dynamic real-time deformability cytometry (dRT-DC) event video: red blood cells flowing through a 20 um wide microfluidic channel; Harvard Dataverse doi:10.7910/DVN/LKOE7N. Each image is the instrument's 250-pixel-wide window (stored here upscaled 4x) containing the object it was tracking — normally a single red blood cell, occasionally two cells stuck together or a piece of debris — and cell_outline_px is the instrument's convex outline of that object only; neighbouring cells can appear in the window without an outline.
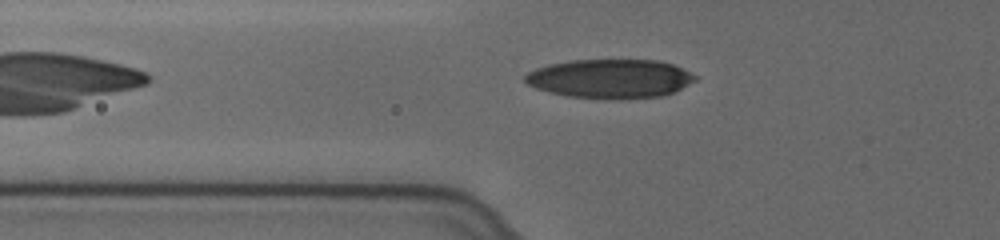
{"species": "human", "species_latin": "Homo sapiens", "temperature_condition": "cold", "stored_images_in_passage": 36, "camera_frame_rate_fps": 3000, "um_per_image_px": 0.085, "donor": {"sex": "female"}, "frame": {"image": 1, "passage_image": 7, "time_ms": 2.0, "image_size_px": [1000, 240], "cell_outline_px": [[696, 80], [676, 92], [660, 96], [568, 96], [548, 92], [536, 88], [528, 84], [524, 80], [524, 76], [528, 72], [536, 68], [548, 64], [572, 60], [656, 60], [672, 64], [696, 76]], "centroid_in_image_um": [51.83, 6.64], "position_along_channel_um": 74.0, "area_um2": 37.45}}
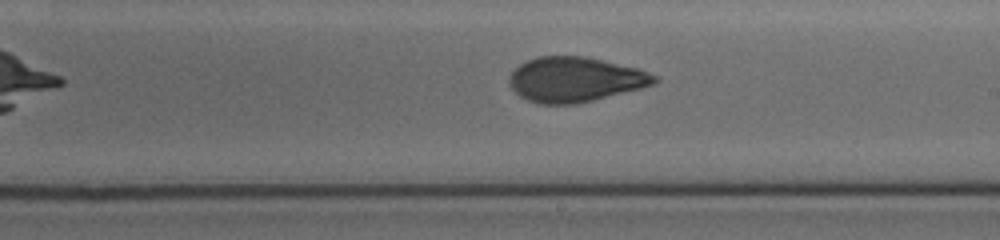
{"frame": {"image": 2, "passage_image": 21, "time_ms": 6.667, "image_size_px": [1000, 240], "cell_outline_px": [[660, 80], [652, 84], [640, 88], [576, 104], [540, 104], [528, 100], [520, 96], [508, 84], [508, 76], [520, 64], [536, 56], [584, 56], [636, 68], [648, 72], [656, 76]], "centroid_in_image_um": [48.84, 6.75], "position_along_channel_um": 240.2, "area_um2": 37.63}}
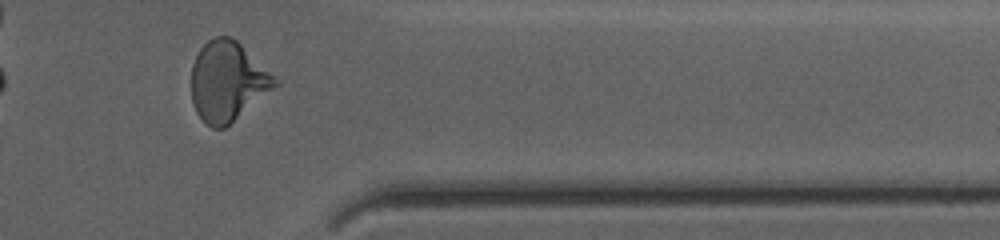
{"frame": {"image": 3, "passage_image": 34, "time_ms": 11.0, "image_size_px": [1000, 240], "cell_outline_px": [[280, 84], [224, 128], [212, 128], [196, 112], [192, 104], [192, 64], [200, 48], [208, 40], [216, 36], [232, 36], [280, 80]], "centroid_in_image_um": [19.36, 6.9], "position_along_channel_um": 392.0, "area_um2": 38.73}, "authors_computed_cell_mechanics": {"area_um2": 37.6278, "velocity_mm_per_s": 3.6366, "shape_relaxation_time_tau1_ms": 4.9241, "shape_relaxation_time_tau2_ms": 1.4819, "deformation_change_tau1": 0.1829, "deformation_change_tau2": 0.0757}}